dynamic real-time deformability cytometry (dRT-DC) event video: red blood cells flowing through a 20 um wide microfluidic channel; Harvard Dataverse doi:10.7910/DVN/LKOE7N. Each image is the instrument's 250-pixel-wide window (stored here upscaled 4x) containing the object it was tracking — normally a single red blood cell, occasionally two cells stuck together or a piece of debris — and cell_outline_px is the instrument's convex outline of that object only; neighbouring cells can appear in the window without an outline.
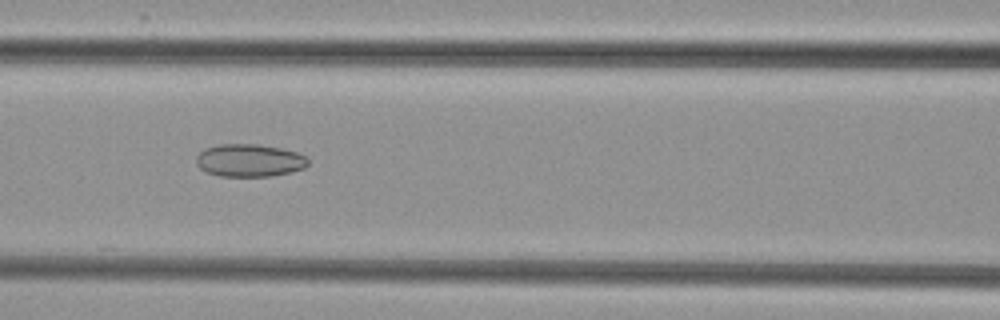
{"species": "common noctule bat (a hibernating species)", "species_latin": "Nyctalus noctula", "temperature_condition": "cold", "stored_images_in_passage": 3, "camera_frame_rate_fps": 3000, "um_per_image_px": 0.085, "animal": {"sex": "female", "body_mass_g": 29.2, "forearm_length_mm": 56.3}, "frame": {"image": 1, "passage_image": 3, "time_ms": 2.333, "image_size_px": [1000, 320], "cell_outline_px": [[308, 164], [304, 168], [272, 176], [220, 176], [204, 172], [196, 164], [196, 156], [204, 148], [220, 144], [256, 144], [280, 148], [296, 152], [308, 156]], "centroid_in_image_um": [21.17, 13.63], "position_along_channel_um": 145.4, "area_um2": 21.39}}